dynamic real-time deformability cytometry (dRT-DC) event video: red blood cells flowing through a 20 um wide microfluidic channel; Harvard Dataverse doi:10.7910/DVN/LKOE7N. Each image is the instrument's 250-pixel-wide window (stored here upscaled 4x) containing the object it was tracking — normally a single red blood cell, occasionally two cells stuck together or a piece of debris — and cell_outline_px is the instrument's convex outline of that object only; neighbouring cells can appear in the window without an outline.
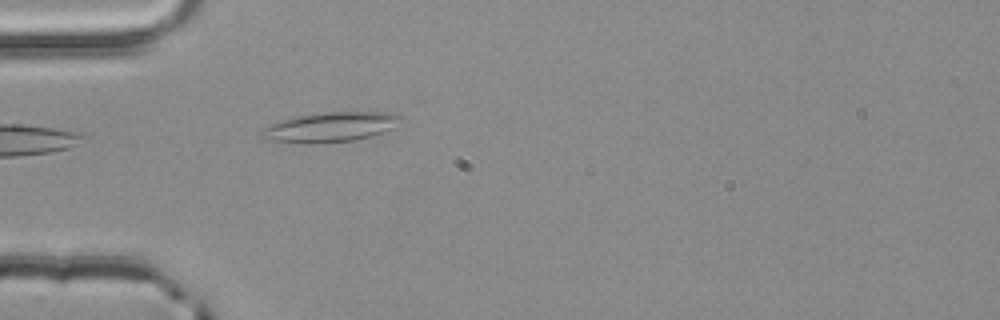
{"species": "common noctule bat (a hibernating species)", "species_latin": "Nyctalus noctula", "temperature_condition": "room temperature", "stored_images_in_passage": 1, "camera_frame_rate_fps": 3000, "um_per_image_px": 0.085, "animal": {"sex": "male", "body_mass_g": 20.4}, "frame": {"image": 1, "passage_image": 1, "time_ms": 0.0, "image_size_px": [1000, 320], "cell_outline_px": [[404, 120], [396, 128], [372, 136], [356, 140], [312, 144], [304, 144], [264, 140], [256, 132], [272, 124], [284, 120], [300, 116], [328, 112], [396, 112], [404, 116]], "centroid_in_image_um": [28.16, 10.82], "position_along_channel_um": 56.8, "area_um2": 24.68}}